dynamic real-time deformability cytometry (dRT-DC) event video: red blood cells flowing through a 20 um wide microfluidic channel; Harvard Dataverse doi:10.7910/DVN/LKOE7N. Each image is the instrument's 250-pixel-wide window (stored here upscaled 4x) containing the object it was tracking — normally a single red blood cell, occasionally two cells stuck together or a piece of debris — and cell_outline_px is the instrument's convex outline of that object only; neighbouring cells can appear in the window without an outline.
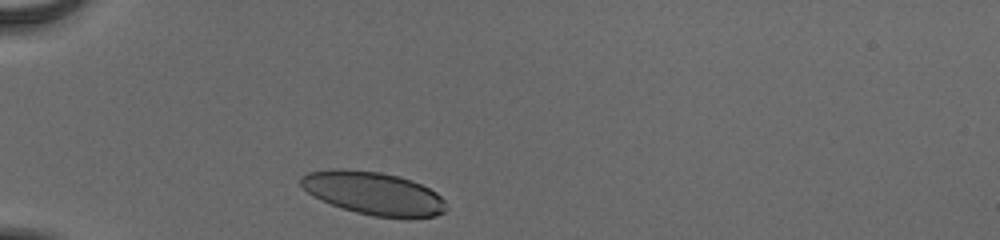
{"species": "human", "species_latin": "Homo sapiens", "temperature_condition": "cold", "stored_images_in_passage": 31, "camera_frame_rate_fps": 3000, "um_per_image_px": 0.085, "donor": {"sex": "male"}, "frame": {"image": 1, "passage_image": 1, "time_ms": 0.0, "image_size_px": [1000, 240], "cell_outline_px": [[448, 208], [444, 212], [436, 216], [412, 220], [404, 220], [372, 216], [356, 212], [332, 204], [308, 192], [300, 184], [300, 176], [308, 172], [332, 168], [340, 168], [380, 172], [400, 176], [412, 180], [436, 192], [444, 200]], "centroid_in_image_um": [31.81, 16.45], "position_along_channel_um": 53.2, "area_um2": 36.93}}
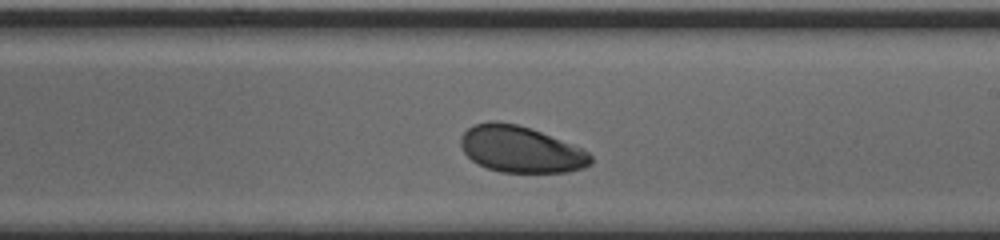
{"frame": {"image": 2, "passage_image": 18, "time_ms": 5.667, "image_size_px": [1000, 240], "cell_outline_px": [[592, 164], [584, 168], [568, 172], [500, 172], [488, 168], [472, 160], [464, 152], [460, 144], [460, 136], [472, 124], [488, 120], [500, 120], [532, 128], [584, 148], [592, 156]], "centroid_in_image_um": [44.28, 12.67], "position_along_channel_um": 244.7, "area_um2": 35.66}}
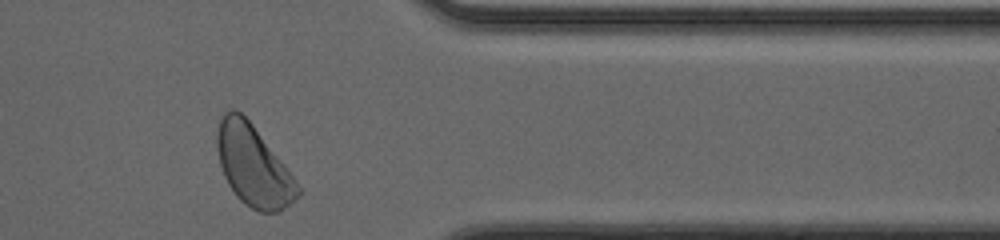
{"frame": {"image": 3, "passage_image": 30, "time_ms": 9.667, "image_size_px": [1000, 240], "cell_outline_px": [[300, 196], [280, 212], [260, 212], [244, 204], [236, 196], [228, 184], [224, 176], [220, 164], [216, 148], [216, 136], [220, 120], [224, 112], [232, 108], [240, 112], [252, 124], [284, 164], [300, 188]], "centroid_in_image_um": [21.52, 14.1], "position_along_channel_um": 389.9, "area_um2": 37.69}, "authors_computed_cell_mechanics": {"area_um2": 36.0672, "velocity_mm_per_s": 3.8232, "shape_relaxation_time_tau1_ms": 1.8255, "shape_relaxation_time_tau2_ms": 3.5086, "deformation_change_tau1": 0.0764, "deformation_change_tau2": 0.0637}}